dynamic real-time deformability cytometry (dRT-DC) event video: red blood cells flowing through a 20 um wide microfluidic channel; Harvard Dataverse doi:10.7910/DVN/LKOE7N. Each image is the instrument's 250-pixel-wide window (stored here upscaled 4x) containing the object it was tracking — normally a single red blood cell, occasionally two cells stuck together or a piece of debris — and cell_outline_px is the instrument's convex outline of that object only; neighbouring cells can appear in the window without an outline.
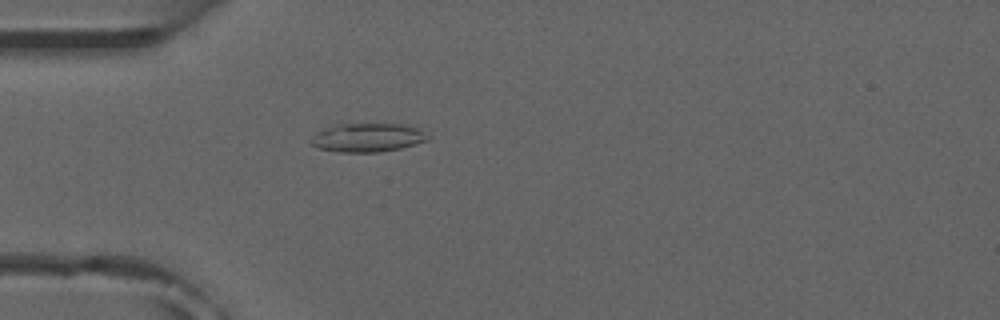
{"species": "common noctule bat (a hibernating species)", "species_latin": "Nyctalus noctula", "temperature_condition": "room temperature", "stored_images_in_passage": 5, "camera_frame_rate_fps": 3000, "um_per_image_px": 0.085, "animal": {"sex": "male", "forearm_length_mm": 52.5}, "frame": {"image": 1, "passage_image": 5, "time_ms": 4.667, "image_size_px": [1000, 320], "cell_outline_px": [[428, 140], [400, 148], [380, 152], [340, 152], [320, 148], [312, 144], [312, 136], [324, 128], [336, 124], [400, 124], [420, 128], [428, 136]], "centroid_in_image_um": [31.26, 11.69], "position_along_channel_um": 53.7, "area_um2": 19.31}}